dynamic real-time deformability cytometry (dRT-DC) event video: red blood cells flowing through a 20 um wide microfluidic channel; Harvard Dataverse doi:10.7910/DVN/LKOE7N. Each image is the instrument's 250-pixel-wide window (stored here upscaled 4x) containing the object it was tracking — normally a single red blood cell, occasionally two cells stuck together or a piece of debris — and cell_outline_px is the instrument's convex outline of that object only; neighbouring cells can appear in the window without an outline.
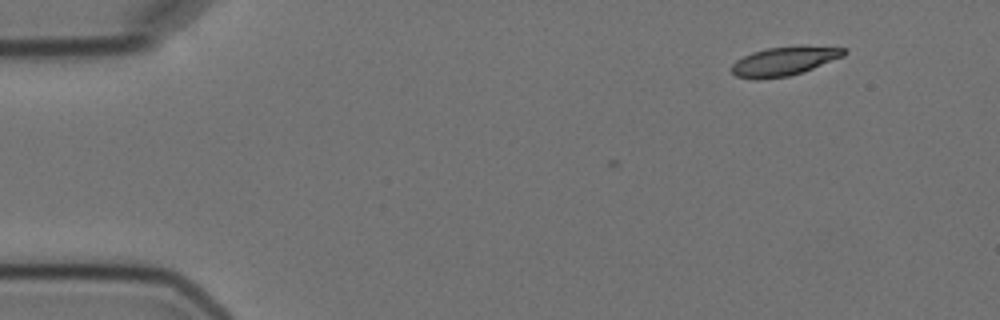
{"species": "Egyptian fruit bat (a non-hibernating species)", "species_latin": "Rousettus aegyptiacus", "temperature_condition": "cold", "stored_images_in_passage": 3, "camera_frame_rate_fps": 3000, "um_per_image_px": 0.085, "animal": {"sex": "female"}, "frame": {"image": 1, "passage_image": 3, "time_ms": 2.333, "image_size_px": [1000, 320], "cell_outline_px": [[848, 52], [844, 56], [804, 72], [788, 76], [756, 80], [736, 76], [732, 72], [732, 64], [736, 60], [752, 52], [768, 48], [848, 48]], "centroid_in_image_um": [66.61, 5.25], "position_along_channel_um": 18.4, "area_um2": 18.26}}